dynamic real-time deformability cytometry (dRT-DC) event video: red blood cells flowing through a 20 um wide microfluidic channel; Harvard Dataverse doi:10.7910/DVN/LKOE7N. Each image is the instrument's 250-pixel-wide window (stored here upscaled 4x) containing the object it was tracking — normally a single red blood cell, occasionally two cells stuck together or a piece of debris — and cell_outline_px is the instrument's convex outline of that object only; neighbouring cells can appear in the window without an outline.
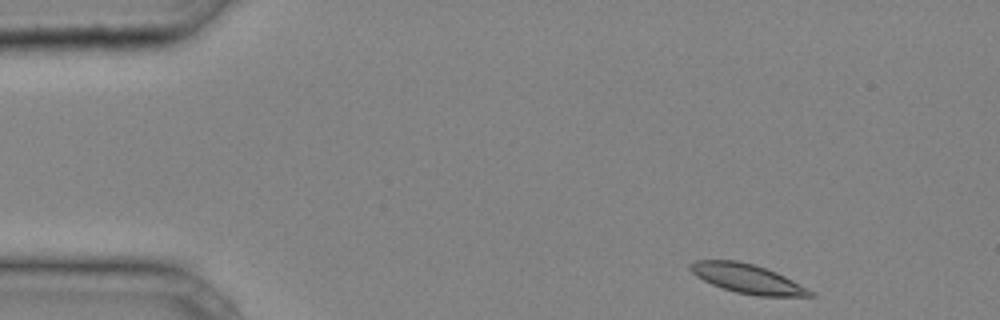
{"species": "common noctule bat (a hibernating species)", "species_latin": "Nyctalus noctula", "temperature_condition": "cold", "stored_images_in_passage": 36, "camera_frame_rate_fps": 3000, "um_per_image_px": 0.085, "animal": {"sex": "male", "body_mass_g": 20.4}, "frame": {"image": 1, "passage_image": 1, "time_ms": 0.0, "image_size_px": [1000, 320], "cell_outline_px": [[816, 296], [756, 296], [736, 292], [712, 284], [696, 276], [688, 268], [688, 264], [696, 260], [736, 260], [752, 264], [776, 272], [816, 292]], "centroid_in_image_um": [63.53, 23.69], "position_along_channel_um": 21.5, "area_um2": 20.29}}
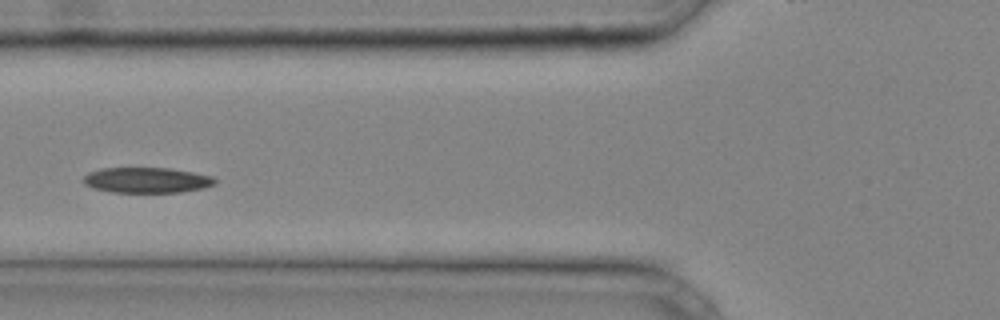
{"frame": {"image": 2, "passage_image": 12, "time_ms": 3.667, "image_size_px": [1000, 320], "cell_outline_px": [[216, 184], [204, 188], [180, 192], [112, 192], [96, 188], [84, 184], [84, 176], [88, 172], [100, 168], [168, 168], [192, 172], [212, 176], [216, 180]], "centroid_in_image_um": [12.49, 15.31], "position_along_channel_um": 113.3, "area_um2": 19.42}}
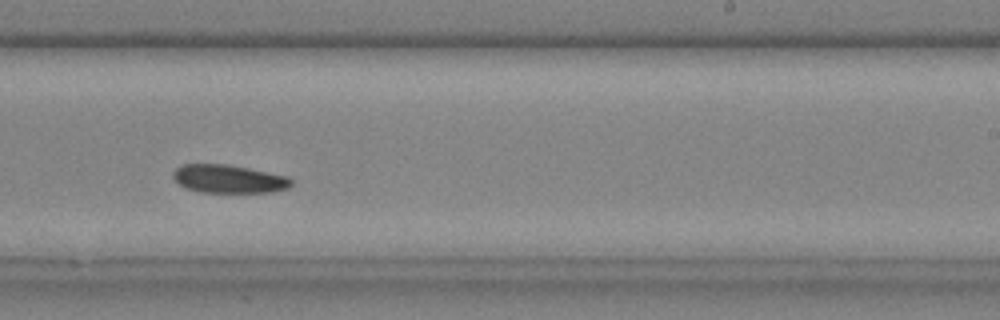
{"frame": {"image": 3, "passage_image": 22, "time_ms": 7.0, "image_size_px": [1000, 320], "cell_outline_px": [[292, 184], [288, 188], [272, 192], [200, 192], [188, 188], [180, 184], [172, 176], [172, 172], [176, 168], [184, 164], [224, 164], [288, 176], [292, 180]], "centroid_in_image_um": [19.44, 15.21], "position_along_channel_um": 269.6, "area_um2": 19.19}}